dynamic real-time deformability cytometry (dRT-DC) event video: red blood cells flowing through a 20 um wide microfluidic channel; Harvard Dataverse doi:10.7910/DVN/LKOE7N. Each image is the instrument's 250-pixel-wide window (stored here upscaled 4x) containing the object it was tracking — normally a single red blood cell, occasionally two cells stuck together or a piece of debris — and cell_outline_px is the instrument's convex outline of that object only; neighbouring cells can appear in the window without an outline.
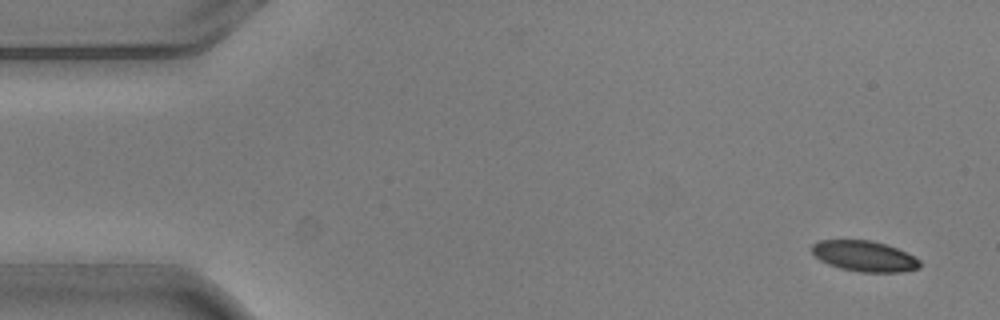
{"species": "common noctule bat (a hibernating species)", "species_latin": "Nyctalus noctula", "temperature_condition": "warm", "stored_images_in_passage": 3, "camera_frame_rate_fps": 3000, "um_per_image_px": 0.085, "animal": {"sex": "male", "body_mass_g": 20.5, "forearm_length_mm": 52.5}, "frame": {"image": 1, "passage_image": 1, "time_ms": 0.0, "image_size_px": [1000, 320], "cell_outline_px": [[920, 268], [900, 272], [860, 272], [840, 268], [828, 264], [820, 260], [812, 252], [812, 244], [820, 240], [872, 240], [896, 248], [920, 260]], "centroid_in_image_um": [73.45, 21.77], "position_along_channel_um": 11.5, "area_um2": 19.13}}